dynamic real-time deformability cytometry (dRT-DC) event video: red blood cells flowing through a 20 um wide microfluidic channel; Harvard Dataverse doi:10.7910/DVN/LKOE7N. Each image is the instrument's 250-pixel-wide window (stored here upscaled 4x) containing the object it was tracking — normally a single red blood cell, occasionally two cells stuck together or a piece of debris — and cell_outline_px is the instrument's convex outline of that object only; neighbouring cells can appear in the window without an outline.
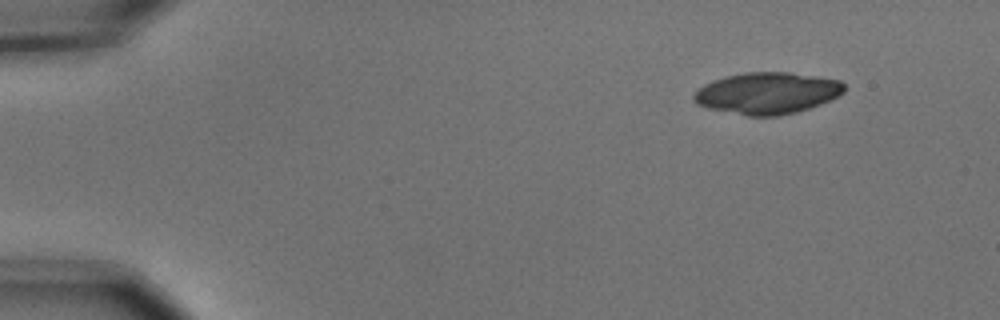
{"species": "common noctule bat (a hibernating species)", "species_latin": "Nyctalus noctula", "temperature_condition": "cold", "stored_images_in_passage": 5, "camera_frame_rate_fps": 3000, "um_per_image_px": 0.085, "animal": {"sex": "male", "body_mass_g": 15.6}, "frame": {"image": 1, "passage_image": 1, "time_ms": 0.0, "image_size_px": [1000, 320], "cell_outline_px": [[844, 92], [820, 104], [796, 112], [776, 116], [748, 116], [708, 108], [696, 104], [692, 100], [692, 96], [704, 84], [712, 80], [724, 76], [744, 72], [788, 72], [840, 80], [844, 84]], "centroid_in_image_um": [65.17, 7.91], "position_along_channel_um": 19.8, "area_um2": 36.36}}